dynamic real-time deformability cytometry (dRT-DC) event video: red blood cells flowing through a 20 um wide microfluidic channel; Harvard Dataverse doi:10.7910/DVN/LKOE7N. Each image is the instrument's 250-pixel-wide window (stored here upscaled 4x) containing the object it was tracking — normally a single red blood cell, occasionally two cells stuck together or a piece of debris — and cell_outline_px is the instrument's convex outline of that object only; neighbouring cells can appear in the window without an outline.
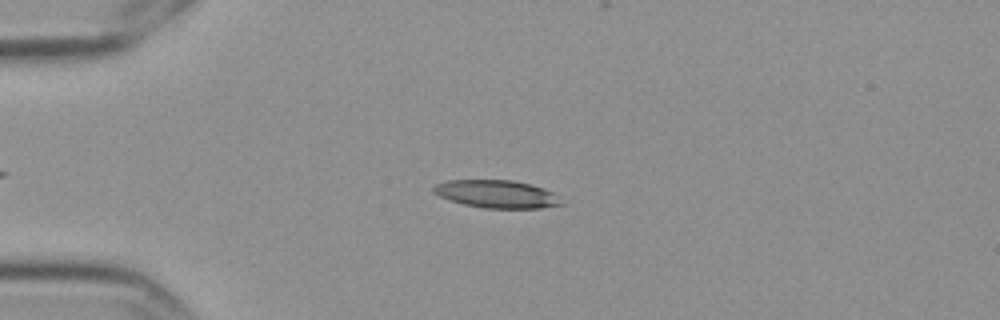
{"species": "Egyptian fruit bat (a non-hibernating species)", "species_latin": "Rousettus aegyptiacus", "temperature_condition": "cold", "stored_images_in_passage": 5, "camera_frame_rate_fps": 3000, "um_per_image_px": 0.085, "frame": {"image": 1, "passage_image": 3, "time_ms": 0.667, "image_size_px": [1000, 320], "cell_outline_px": [[564, 204], [540, 208], [484, 208], [464, 204], [440, 196], [432, 192], [432, 184], [448, 180], [512, 180], [532, 184], [544, 188], [552, 192]], "centroid_in_image_um": [42.19, 16.48], "position_along_channel_um": 42.8, "area_um2": 20.69}}
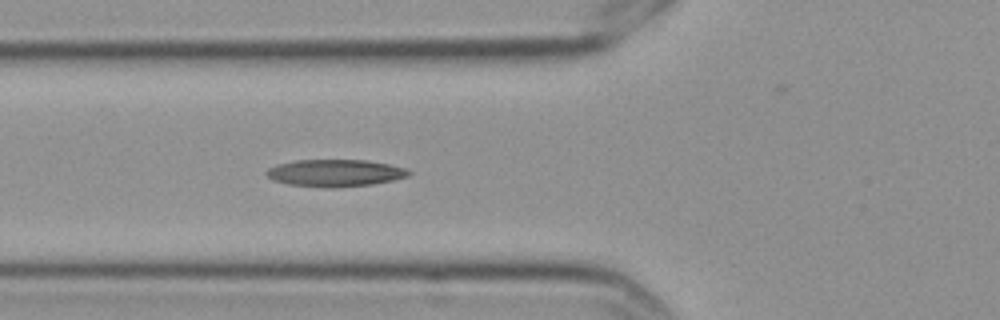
{"frame": {"image": 2, "passage_image": 5, "time_ms": 1.333, "image_size_px": [1000, 320], "cell_outline_px": [[412, 172], [408, 176], [392, 180], [372, 184], [336, 188], [328, 188], [288, 184], [272, 180], [264, 172], [268, 168], [276, 164], [296, 160], [368, 160], [388, 164], [404, 168]], "centroid_in_image_um": [28.45, 14.7], "position_along_channel_um": 97.4, "area_um2": 22.54}}